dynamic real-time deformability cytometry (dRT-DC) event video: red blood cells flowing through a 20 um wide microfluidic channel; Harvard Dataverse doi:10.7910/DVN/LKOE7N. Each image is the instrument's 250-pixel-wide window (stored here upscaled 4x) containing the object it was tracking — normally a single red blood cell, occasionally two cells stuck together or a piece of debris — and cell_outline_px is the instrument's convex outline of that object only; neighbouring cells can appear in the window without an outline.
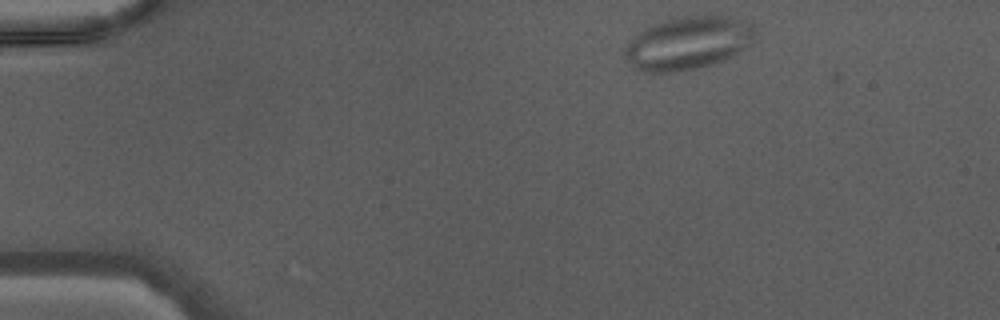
{"species": "Egyptian fruit bat (a non-hibernating species)", "species_latin": "Rousettus aegyptiacus", "temperature_condition": "warm", "stored_images_in_passage": 39, "segment_of_instrument_passage": [1, 2], "camera_frame_rate_fps": 3000, "um_per_image_px": 0.085, "animal": {"sex": "male"}, "frame": {"image": 1, "passage_image": 1, "time_ms": 0.0, "image_size_px": [1000, 320], "cell_outline_px": [[756, 36], [744, 48], [720, 60], [708, 64], [692, 68], [672, 72], [644, 72], [636, 68], [628, 60], [624, 52], [624, 48], [644, 28], [664, 20], [684, 16], [728, 16], [748, 20], [752, 24]], "centroid_in_image_um": [58.49, 3.63], "position_along_channel_um": 26.5, "area_um2": 39.3}}